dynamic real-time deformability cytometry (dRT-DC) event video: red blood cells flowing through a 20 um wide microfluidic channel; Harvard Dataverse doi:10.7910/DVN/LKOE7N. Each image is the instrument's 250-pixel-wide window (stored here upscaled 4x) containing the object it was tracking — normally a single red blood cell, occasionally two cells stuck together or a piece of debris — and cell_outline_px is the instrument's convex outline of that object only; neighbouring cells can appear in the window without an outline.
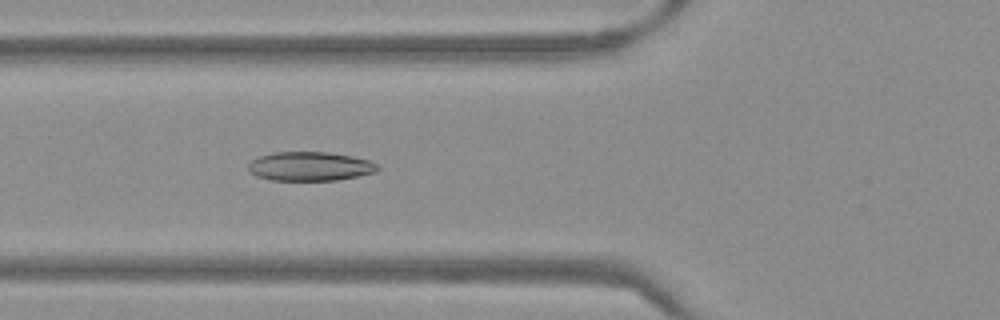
{"species": "Egyptian fruit bat (a non-hibernating species)", "species_latin": "Rousettus aegyptiacus", "temperature_condition": "warm", "stored_images_in_passage": 47, "camera_frame_rate_fps": 3000, "um_per_image_px": 0.085, "frame": {"image": 1, "passage_image": 15, "time_ms": 4.667, "image_size_px": [1000, 320], "cell_outline_px": [[380, 168], [376, 172], [336, 180], [272, 180], [256, 176], [248, 168], [248, 164], [252, 160], [260, 156], [272, 152], [328, 152], [352, 156], [368, 160], [380, 164]], "centroid_in_image_um": [26.37, 14.13], "position_along_channel_um": 99.4, "area_um2": 21.85}}
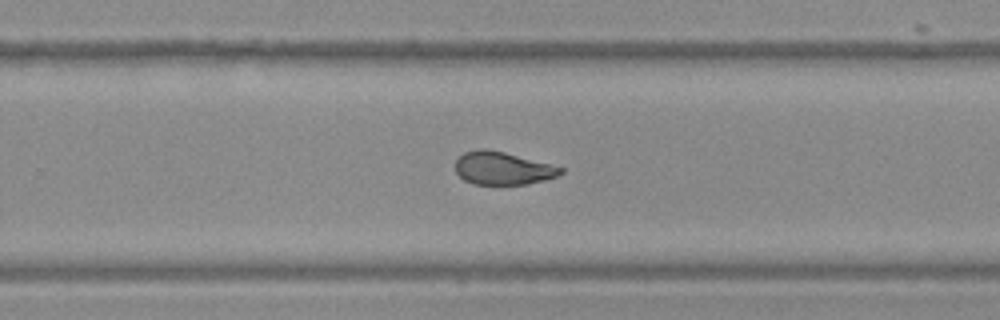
{"frame": {"image": 2, "passage_image": 29, "time_ms": 9.333, "image_size_px": [1000, 320], "cell_outline_px": [[564, 172], [556, 176], [544, 180], [528, 184], [472, 184], [464, 180], [456, 172], [456, 160], [464, 152], [480, 148], [484, 148], [504, 152], [564, 168]], "centroid_in_image_um": [42.71, 14.3], "position_along_channel_um": 287.1, "area_um2": 20.0}}
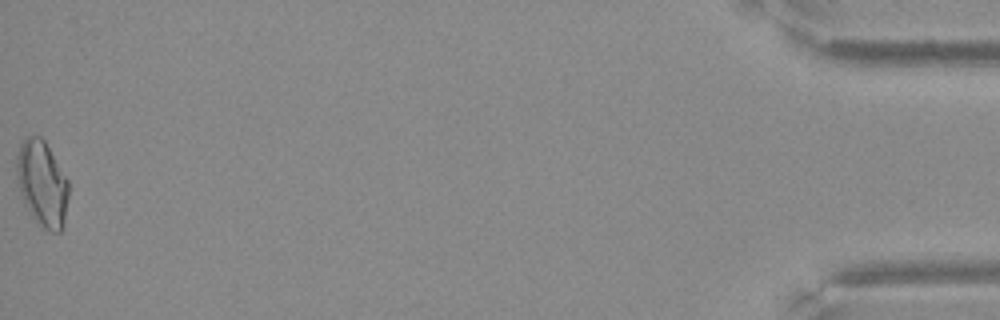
{"frame": {"image": 3, "passage_image": 47, "time_ms": 15.333, "image_size_px": [1000, 320], "cell_outline_px": [[68, 196], [64, 224], [60, 232], [52, 232], [40, 228], [36, 224], [24, 204], [16, 180], [16, 156], [20, 144], [28, 136], [40, 136], [44, 140], [68, 180]], "centroid_in_image_um": [3.56, 15.64], "position_along_channel_um": 431.6, "area_um2": 26.24}}